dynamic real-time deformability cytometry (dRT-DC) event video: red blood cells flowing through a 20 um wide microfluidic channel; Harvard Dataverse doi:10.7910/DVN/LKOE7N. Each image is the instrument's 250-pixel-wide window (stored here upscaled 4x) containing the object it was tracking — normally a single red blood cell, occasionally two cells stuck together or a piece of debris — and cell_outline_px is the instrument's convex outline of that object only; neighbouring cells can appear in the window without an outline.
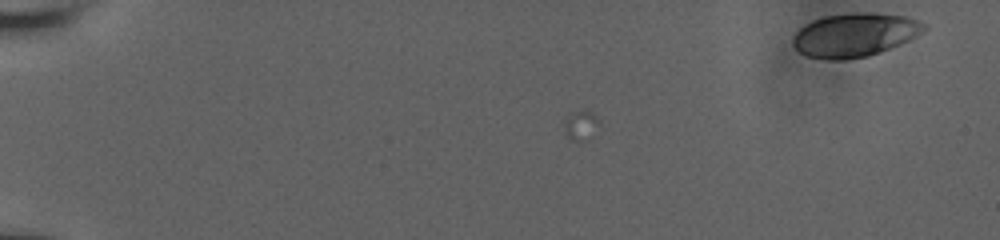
{"species": "human", "species_latin": "Homo sapiens", "temperature_condition": "room temperature", "stored_images_in_passage": 6, "camera_frame_rate_fps": 3000, "um_per_image_px": 0.085, "donor": {"sex": "male"}, "frame": {"image": 1, "passage_image": 6, "time_ms": 1.667, "image_size_px": [1000, 240], "cell_outline_px": [[928, 28], [908, 40], [900, 44], [868, 56], [844, 60], [828, 60], [808, 56], [800, 52], [792, 44], [792, 40], [796, 32], [804, 24], [812, 20], [824, 16], [904, 16], [928, 24]], "centroid_in_image_um": [72.6, 3.03], "position_along_channel_um": 12.4, "area_um2": 31.96}}